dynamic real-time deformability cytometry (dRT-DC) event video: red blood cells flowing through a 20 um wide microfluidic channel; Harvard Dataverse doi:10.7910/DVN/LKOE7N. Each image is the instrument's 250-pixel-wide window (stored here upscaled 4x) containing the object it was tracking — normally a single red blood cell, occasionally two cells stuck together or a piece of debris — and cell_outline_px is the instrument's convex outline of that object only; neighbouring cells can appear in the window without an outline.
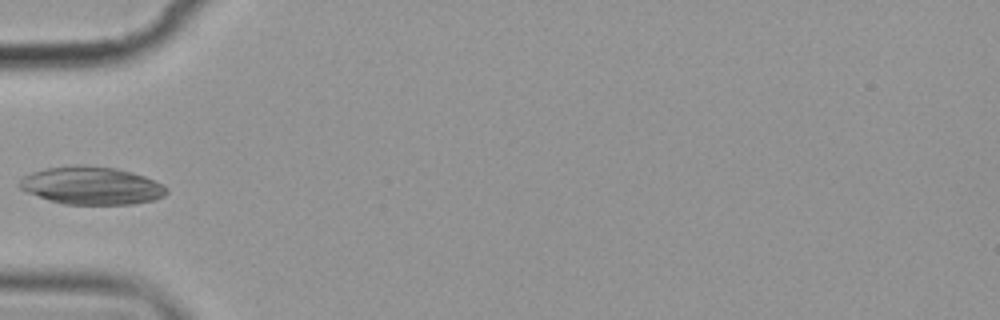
{"species": "common noctule bat (a hibernating species)", "species_latin": "Nyctalus noctula", "temperature_condition": "cold", "stored_images_in_passage": 6, "camera_frame_rate_fps": 3000, "um_per_image_px": 0.085, "animal": {"sex": "female", "body_mass_g": 19.9}, "frame": {"image": 1, "passage_image": 5, "time_ms": 5.0, "image_size_px": [1000, 320], "cell_outline_px": [[168, 192], [164, 196], [152, 200], [132, 204], [64, 204], [48, 200], [28, 192], [20, 188], [16, 184], [24, 176], [32, 172], [48, 168], [116, 168], [132, 172], [144, 176], [168, 188]], "centroid_in_image_um": [7.79, 15.82], "position_along_channel_um": 77.2, "area_um2": 31.27}}
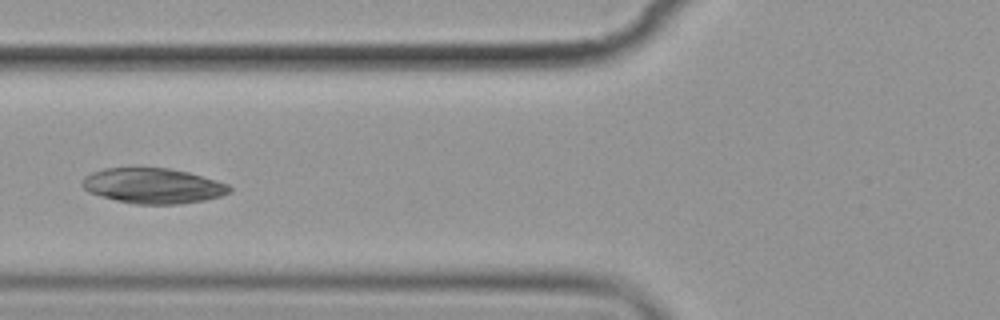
{"frame": {"image": 2, "passage_image": 6, "time_ms": 6.0, "image_size_px": [1000, 320], "cell_outline_px": [[232, 192], [220, 196], [204, 200], [180, 204], [136, 204], [116, 200], [100, 196], [88, 192], [80, 184], [84, 176], [92, 172], [104, 168], [132, 164], [168, 168], [188, 172], [216, 180], [228, 184], [232, 188]], "centroid_in_image_um": [12.95, 15.75], "position_along_channel_um": 112.9, "area_um2": 31.27}}